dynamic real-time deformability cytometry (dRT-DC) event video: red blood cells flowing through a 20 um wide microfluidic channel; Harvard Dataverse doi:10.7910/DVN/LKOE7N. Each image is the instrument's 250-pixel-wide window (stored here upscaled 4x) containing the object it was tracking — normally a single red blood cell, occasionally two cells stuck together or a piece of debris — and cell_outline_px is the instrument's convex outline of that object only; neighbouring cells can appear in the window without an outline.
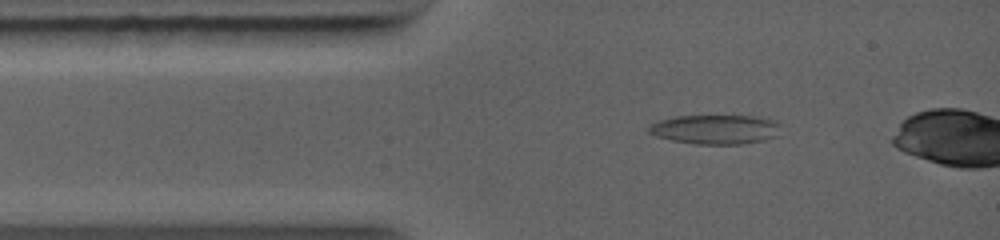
{"species": "common noctule bat (a hibernating species)", "species_latin": "Nyctalus noctula", "temperature_condition": "warm", "stored_images_in_passage": 9, "camera_frame_rate_fps": 5000, "um_per_image_px": 0.085, "animal": {"sex": "female", "body_mass_g": 19.0, "forearm_length_mm": 56.7}, "frame": {"image": 1, "passage_image": 4, "time_ms": 1.0, "image_size_px": [1000, 240], "cell_outline_px": [[780, 124], [776, 136], [764, 140], [740, 144], [692, 144], [672, 140], [656, 136], [648, 132], [648, 124], [656, 120], [676, 116], [768, 116], [776, 120]], "centroid_in_image_um": [60.8, 10.98], "position_along_channel_um": 24.2, "area_um2": 22.95}}
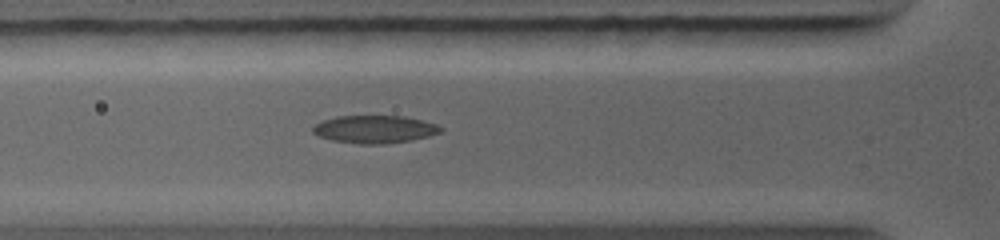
{"frame": {"image": 2, "passage_image": 9, "time_ms": 3.0, "image_size_px": [1000, 240], "cell_outline_px": [[444, 128], [440, 132], [428, 136], [412, 140], [384, 144], [360, 144], [332, 140], [320, 136], [312, 132], [312, 128], [316, 124], [324, 120], [336, 116], [404, 116], [436, 124]], "centroid_in_image_um": [31.85, 10.99], "position_along_channel_um": 94.0, "area_um2": 20.52}}